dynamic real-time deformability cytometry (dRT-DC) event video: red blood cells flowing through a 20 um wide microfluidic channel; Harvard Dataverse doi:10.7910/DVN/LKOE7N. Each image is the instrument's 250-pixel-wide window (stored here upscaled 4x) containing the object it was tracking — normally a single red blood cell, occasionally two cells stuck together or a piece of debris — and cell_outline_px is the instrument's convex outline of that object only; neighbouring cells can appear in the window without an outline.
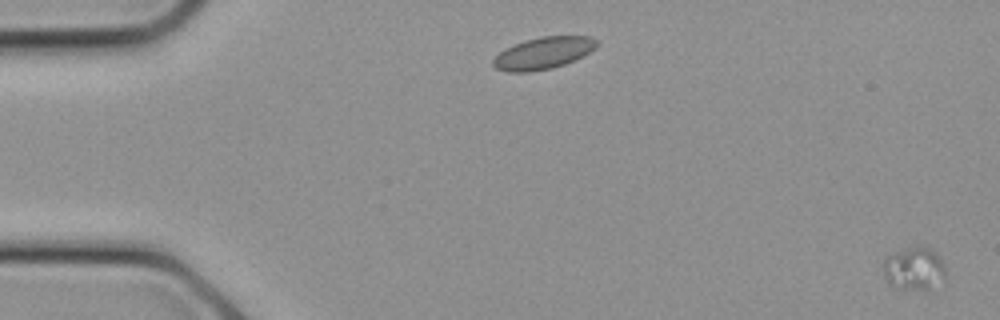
{"species": "common noctule bat (a hibernating species)", "species_latin": "Nyctalus noctula", "temperature_condition": "cold", "stored_images_in_passage": 2, "camera_frame_rate_fps": 3000, "um_per_image_px": 0.085, "animal": {"sex": "female", "body_mass_g": 21.9}, "frame": {"image": 1, "passage_image": 2, "time_ms": 0.333, "image_size_px": [1000, 320], "cell_outline_px": [[944, 288], [896, 288], [888, 284], [884, 280], [884, 260], [888, 256], [904, 248], [916, 244], [920, 244], [932, 248], [940, 256], [944, 264]], "centroid_in_image_um": [77.75, 22.81], "position_along_channel_um": 7.2, "area_um2": 16.18}}